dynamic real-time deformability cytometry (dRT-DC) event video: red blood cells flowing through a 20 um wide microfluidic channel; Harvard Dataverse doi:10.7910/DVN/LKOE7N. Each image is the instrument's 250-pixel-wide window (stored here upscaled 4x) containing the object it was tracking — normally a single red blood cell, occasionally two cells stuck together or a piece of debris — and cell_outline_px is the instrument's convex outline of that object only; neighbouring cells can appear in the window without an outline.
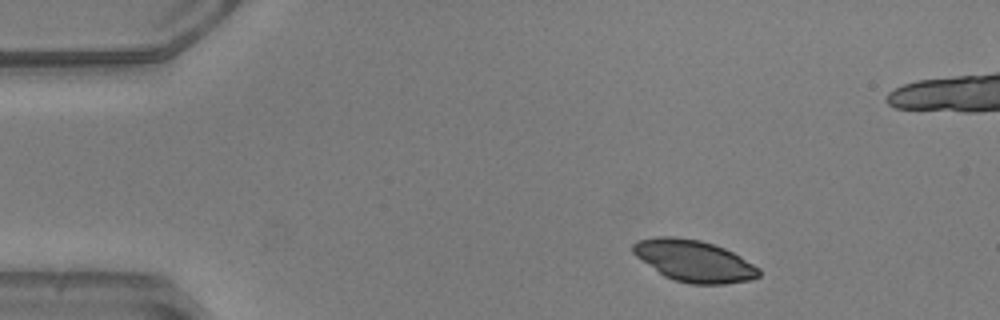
{"species": "common noctule bat (a hibernating species)", "species_latin": "Nyctalus noctula", "temperature_condition": "warm", "stored_images_in_passage": 45, "camera_frame_rate_fps": 3000, "um_per_image_px": 0.085, "animal": {"sex": "male", "body_mass_g": 20.5, "forearm_length_mm": 52.5}, "frame": {"image": 1, "passage_image": 1, "time_ms": 0.0, "image_size_px": [1000, 320], "cell_outline_px": [[760, 276], [752, 280], [724, 284], [692, 284], [676, 280], [664, 276], [636, 256], [632, 252], [632, 244], [636, 240], [656, 236], [672, 236], [700, 240], [724, 248], [740, 256], [760, 268]], "centroid_in_image_um": [58.99, 22.17], "position_along_channel_um": 26.0, "area_um2": 30.52}}